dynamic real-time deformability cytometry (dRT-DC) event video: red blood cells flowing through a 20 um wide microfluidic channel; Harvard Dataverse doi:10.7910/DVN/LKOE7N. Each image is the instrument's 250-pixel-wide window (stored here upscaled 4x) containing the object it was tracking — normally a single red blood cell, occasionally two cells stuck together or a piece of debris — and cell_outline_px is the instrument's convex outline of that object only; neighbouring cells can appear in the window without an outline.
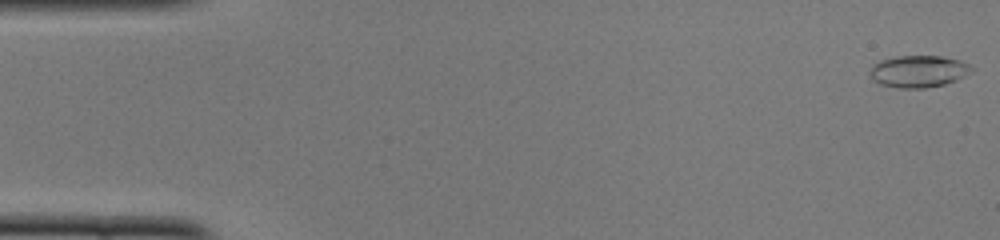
{"species": "common noctule bat (a hibernating species)", "species_latin": "Nyctalus noctula", "temperature_condition": "cold", "stored_images_in_passage": 50, "camera_frame_rate_fps": 3000, "um_per_image_px": 0.085, "animal": {"sex": "female", "body_mass_g": 22.0, "forearm_length_mm": 56.7}, "frame": {"image": 1, "passage_image": 1, "time_ms": 0.0, "image_size_px": [1000, 240], "cell_outline_px": [[972, 72], [956, 80], [944, 84], [924, 88], [900, 88], [880, 84], [872, 80], [868, 72], [880, 60], [900, 56], [940, 56], [960, 60], [968, 64], [972, 68]], "centroid_in_image_um": [78.07, 6.07], "position_along_channel_um": 6.9, "area_um2": 18.79}}
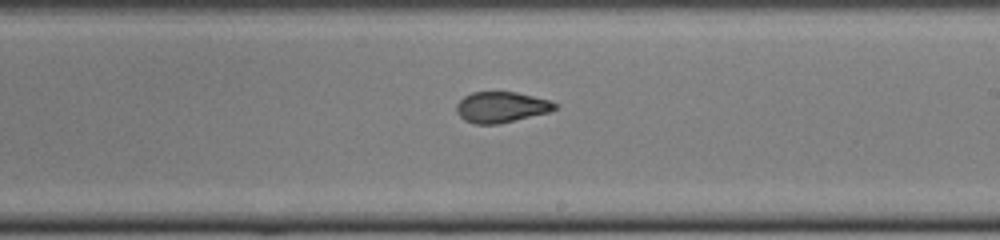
{"frame": {"image": 2, "passage_image": 29, "time_ms": 9.333, "image_size_px": [1000, 240], "cell_outline_px": [[556, 108], [548, 112], [500, 124], [472, 124], [464, 120], [456, 112], [456, 104], [464, 96], [472, 92], [516, 92], [548, 100], [556, 104]], "centroid_in_image_um": [42.55, 9.11], "position_along_channel_um": 246.4, "area_um2": 17.57}}
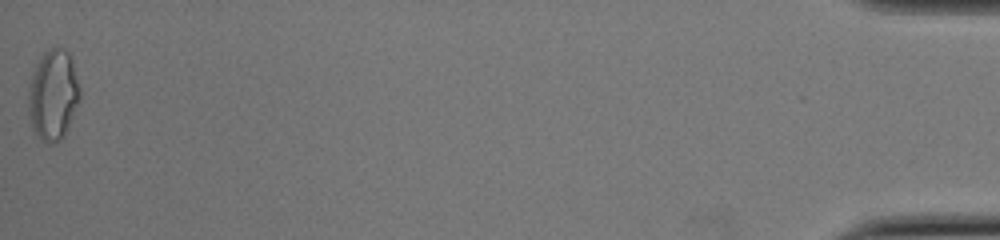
{"frame": {"image": 3, "passage_image": 50, "time_ms": 16.333, "image_size_px": [1000, 240], "cell_outline_px": [[80, 96], [64, 136], [60, 140], [52, 144], [48, 144], [32, 128], [28, 112], [28, 92], [32, 72], [40, 56], [48, 48], [56, 44], [64, 48], [72, 56], [80, 88]], "centroid_in_image_um": [4.51, 7.99], "position_along_channel_um": 430.7, "area_um2": 27.4}, "authors_computed_cell_mechanics": {"area_um2": 18.3804, "velocity_mm_per_s": 4.0146, "shape_relaxation_time_tau1_ms": null, "shape_relaxation_time_tau2_ms": 1.2756, "deformation_change_tau1": null, "deformation_change_tau2": 0.0761}}